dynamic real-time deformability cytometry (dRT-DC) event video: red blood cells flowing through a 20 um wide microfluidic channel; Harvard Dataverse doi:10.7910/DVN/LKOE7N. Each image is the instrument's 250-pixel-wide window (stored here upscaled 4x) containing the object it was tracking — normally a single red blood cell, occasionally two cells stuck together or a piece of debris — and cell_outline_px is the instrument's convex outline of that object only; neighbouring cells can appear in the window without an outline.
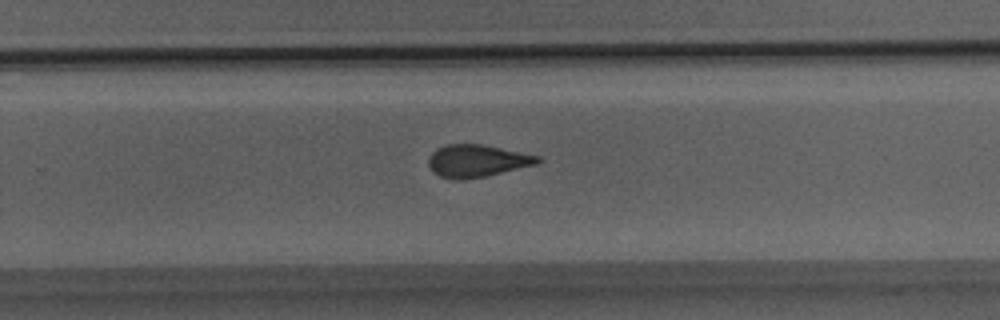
{"species": "Egyptian fruit bat (a non-hibernating species)", "species_latin": "Rousettus aegyptiacus", "temperature_condition": "room temperature", "stored_images_in_passage": 34, "camera_frame_rate_fps": 3000, "um_per_image_px": 0.085, "animal": {"sex": "male"}, "frame": {"image": 1, "passage_image": 21, "time_ms": 6.667, "image_size_px": [1000, 320], "cell_outline_px": [[544, 160], [536, 164], [484, 176], [456, 180], [452, 180], [440, 176], [432, 172], [428, 164], [428, 156], [436, 148], [448, 144], [484, 144], [540, 156]], "centroid_in_image_um": [40.52, 13.66], "position_along_channel_um": 289.3, "area_um2": 20.63}}
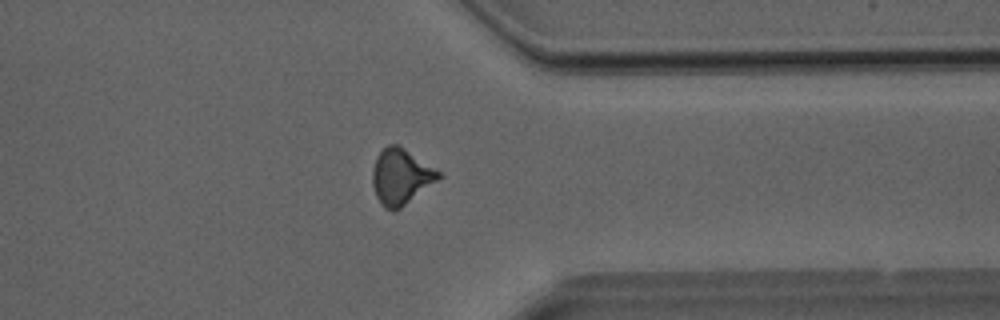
{"frame": {"image": 2, "passage_image": 26, "time_ms": 8.333, "image_size_px": [1000, 320], "cell_outline_px": [[444, 176], [396, 212], [392, 212], [384, 208], [380, 204], [376, 196], [372, 184], [372, 168], [376, 156], [388, 144], [400, 144], [436, 168]], "centroid_in_image_um": [34.08, 15.02], "position_along_channel_um": 377.3, "area_um2": 22.08}}
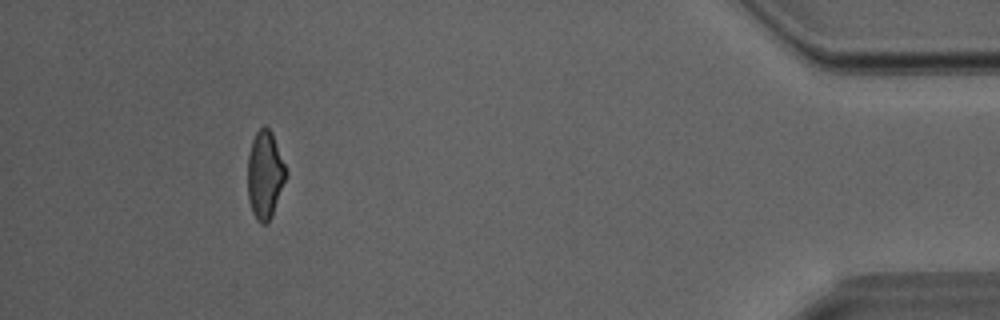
{"frame": {"image": 3, "passage_image": 31, "time_ms": 10.0, "image_size_px": [1000, 320], "cell_outline_px": [[288, 172], [272, 216], [264, 224], [260, 224], [256, 220], [252, 212], [248, 200], [248, 156], [252, 140], [256, 132], [264, 124], [272, 132]], "centroid_in_image_um": [22.52, 14.85], "position_along_channel_um": 412.7, "area_um2": 19.65}}